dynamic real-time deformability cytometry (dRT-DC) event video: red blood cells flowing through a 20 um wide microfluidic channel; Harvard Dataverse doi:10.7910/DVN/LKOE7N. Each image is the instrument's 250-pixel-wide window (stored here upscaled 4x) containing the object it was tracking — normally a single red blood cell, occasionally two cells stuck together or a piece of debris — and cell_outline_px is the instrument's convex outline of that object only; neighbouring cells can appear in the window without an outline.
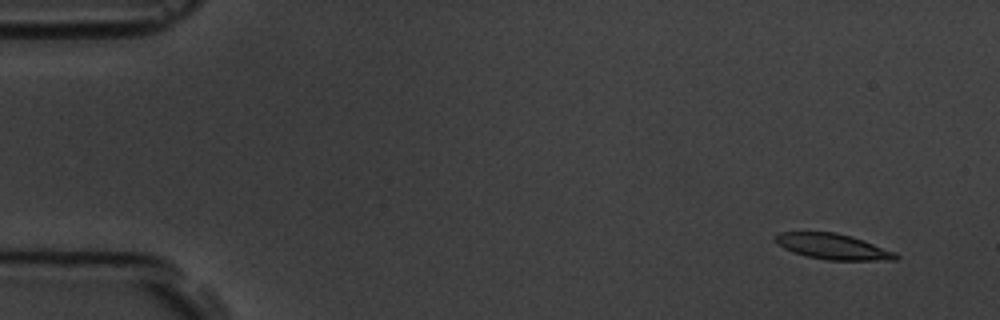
{"species": "common noctule bat (a hibernating species)", "species_latin": "Nyctalus noctula", "temperature_condition": "room temperature", "stored_images_in_passage": 4, "camera_frame_rate_fps": 3000, "um_per_image_px": 0.085, "animal": {"sex": "male", "body_mass_g": 19.5, "forearm_length_mm": 54.6}, "frame": {"image": 1, "passage_image": 1, "time_ms": 0.0, "image_size_px": [1000, 320], "cell_outline_px": [[900, 256], [896, 260], [828, 260], [804, 256], [792, 252], [776, 244], [772, 236], [780, 232], [836, 232], [852, 236], [864, 240], [896, 252]], "centroid_in_image_um": [70.77, 20.95], "position_along_channel_um": 14.2, "area_um2": 18.26}}
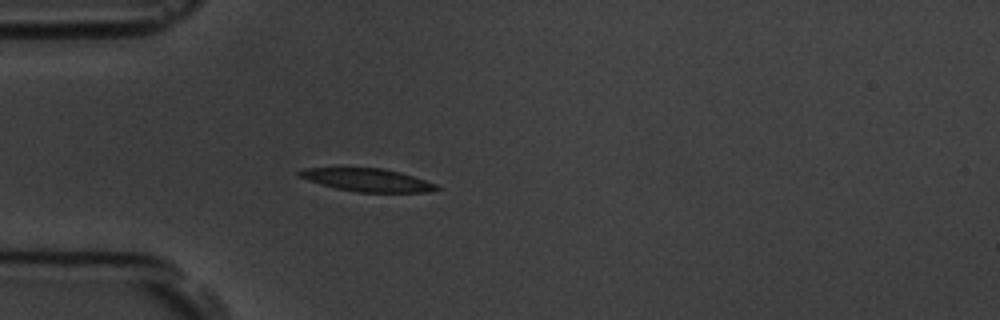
{"frame": {"image": 2, "passage_image": 4, "time_ms": 4.0, "image_size_px": [1000, 320], "cell_outline_px": [[440, 188], [428, 192], [356, 192], [336, 188], [320, 184], [296, 176], [296, 172], [304, 168], [384, 168], [400, 172], [436, 184]], "centroid_in_image_um": [31.18, 15.29], "position_along_channel_um": 53.8, "area_um2": 18.26}}